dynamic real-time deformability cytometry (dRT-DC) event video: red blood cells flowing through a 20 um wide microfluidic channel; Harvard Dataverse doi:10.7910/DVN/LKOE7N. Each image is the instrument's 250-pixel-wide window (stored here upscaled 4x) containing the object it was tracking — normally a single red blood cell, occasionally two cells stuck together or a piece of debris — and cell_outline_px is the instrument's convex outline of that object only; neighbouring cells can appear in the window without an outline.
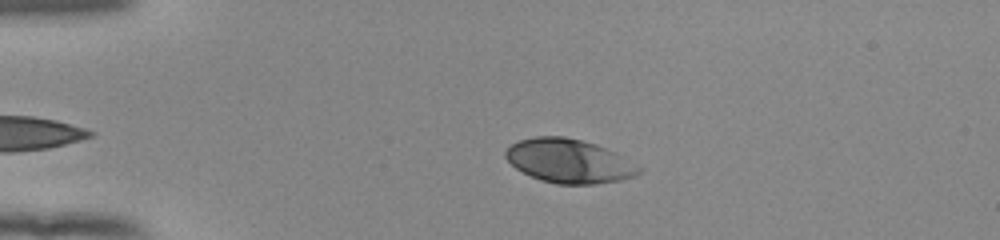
{"species": "human", "species_latin": "Homo sapiens", "temperature_condition": "room temperature", "stored_images_in_passage": 47, "camera_frame_rate_fps": 3000, "um_per_image_px": 0.085, "donor": {"sex": "female"}, "frame": {"image": 1, "passage_image": 6, "time_ms": 1.667, "image_size_px": [1000, 240], "cell_outline_px": [[644, 168], [640, 172], [632, 176], [620, 180], [596, 184], [556, 184], [540, 180], [516, 168], [504, 156], [504, 152], [512, 144], [520, 140], [536, 136], [564, 136], [596, 144], [616, 152]], "centroid_in_image_um": [48.39, 13.68], "position_along_channel_um": 36.6, "area_um2": 34.04}}
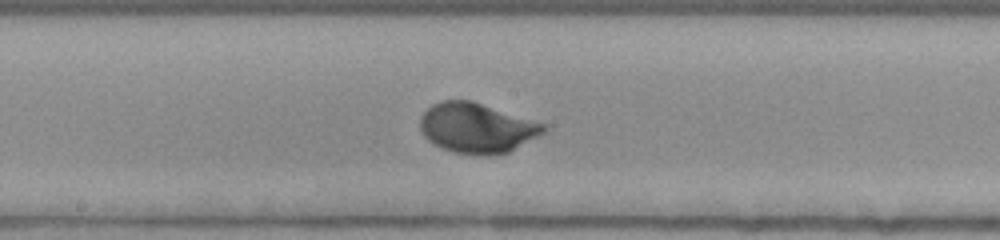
{"frame": {"image": 2, "passage_image": 23, "time_ms": 7.333, "image_size_px": [1000, 240], "cell_outline_px": [[548, 128], [544, 132], [508, 152], [484, 156], [456, 152], [432, 144], [424, 136], [420, 128], [420, 116], [432, 104], [440, 100], [472, 100], [544, 124]], "centroid_in_image_um": [40.49, 10.86], "position_along_channel_um": 207.7, "area_um2": 35.66}}
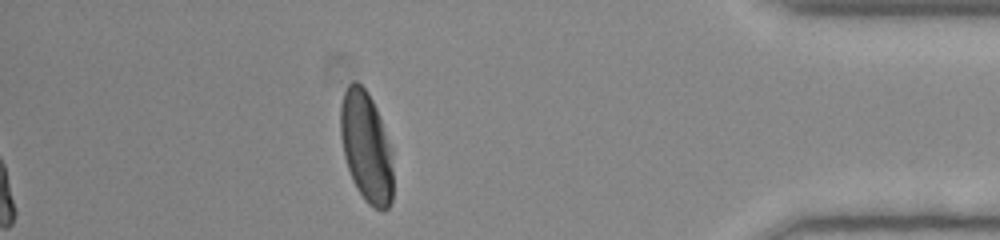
{"frame": {"image": 3, "passage_image": 41, "time_ms": 13.333, "image_size_px": [1000, 240], "cell_outline_px": [[392, 200], [388, 208], [376, 208], [368, 204], [364, 200], [356, 188], [352, 180], [344, 156], [340, 136], [340, 104], [344, 92], [348, 84], [352, 80], [356, 80], [368, 92], [376, 108], [388, 144], [392, 168]], "centroid_in_image_um": [31.08, 12.47], "position_along_channel_um": 404.1, "area_um2": 33.41}, "authors_computed_cell_mechanics": {"area_um2": 34.5066, "velocity_mm_per_s": 3.8845, "shape_relaxation_time_tau1_ms": 2.2577, "shape_relaxation_time_tau2_ms": null, "deformation_change_tau1": 0.1649, "deformation_change_tau2": null}}